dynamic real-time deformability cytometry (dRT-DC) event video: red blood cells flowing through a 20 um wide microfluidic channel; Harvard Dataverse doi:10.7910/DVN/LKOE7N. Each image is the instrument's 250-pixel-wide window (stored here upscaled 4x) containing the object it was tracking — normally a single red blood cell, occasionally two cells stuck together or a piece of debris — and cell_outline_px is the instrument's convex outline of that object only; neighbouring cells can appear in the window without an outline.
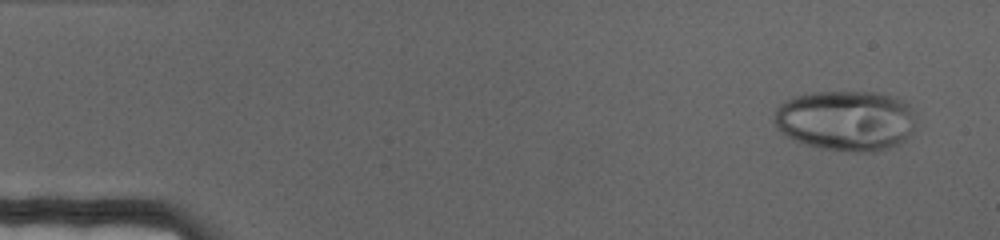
{"species": "human", "species_latin": "Homo sapiens", "temperature_condition": "cold", "stored_images_in_passage": 70, "camera_frame_rate_fps": 3000, "um_per_image_px": 0.085, "donor": {"sex": "female"}, "frame": {"image": 1, "passage_image": 4, "time_ms": 1.0, "image_size_px": [1000, 240], "cell_outline_px": [[912, 132], [900, 144], [876, 152], [856, 152], [824, 148], [808, 144], [796, 140], [780, 132], [776, 128], [772, 120], [776, 108], [784, 100], [796, 96], [812, 92], [876, 92], [896, 96], [904, 100], [912, 108]], "centroid_in_image_um": [71.88, 10.23], "position_along_channel_um": 13.1, "area_um2": 50.05}}
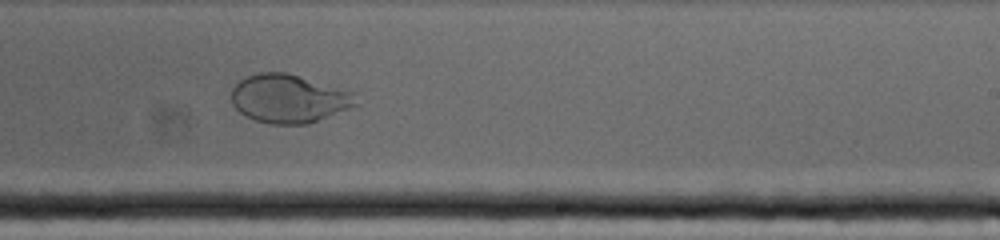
{"frame": {"image": 2, "passage_image": 43, "time_ms": 14.0, "image_size_px": [1000, 240], "cell_outline_px": [[356, 104], [348, 108], [308, 124], [272, 124], [256, 120], [244, 116], [232, 104], [232, 88], [240, 80], [248, 76], [260, 72], [288, 72], [356, 92]], "centroid_in_image_um": [24.55, 8.37], "position_along_channel_um": 264.5, "area_um2": 35.14}}
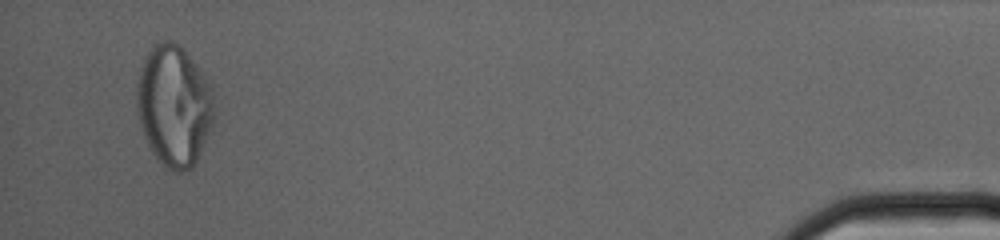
{"frame": {"image": 3, "passage_image": 67, "time_ms": 22.0, "image_size_px": [1000, 240], "cell_outline_px": [[212, 124], [196, 160], [184, 172], [176, 172], [168, 168], [152, 152], [144, 136], [136, 112], [136, 80], [140, 68], [148, 52], [156, 44], [164, 40], [172, 40], [188, 56], [212, 84]], "centroid_in_image_um": [14.74, 8.97], "position_along_channel_um": 420.5, "area_um2": 53.75}}